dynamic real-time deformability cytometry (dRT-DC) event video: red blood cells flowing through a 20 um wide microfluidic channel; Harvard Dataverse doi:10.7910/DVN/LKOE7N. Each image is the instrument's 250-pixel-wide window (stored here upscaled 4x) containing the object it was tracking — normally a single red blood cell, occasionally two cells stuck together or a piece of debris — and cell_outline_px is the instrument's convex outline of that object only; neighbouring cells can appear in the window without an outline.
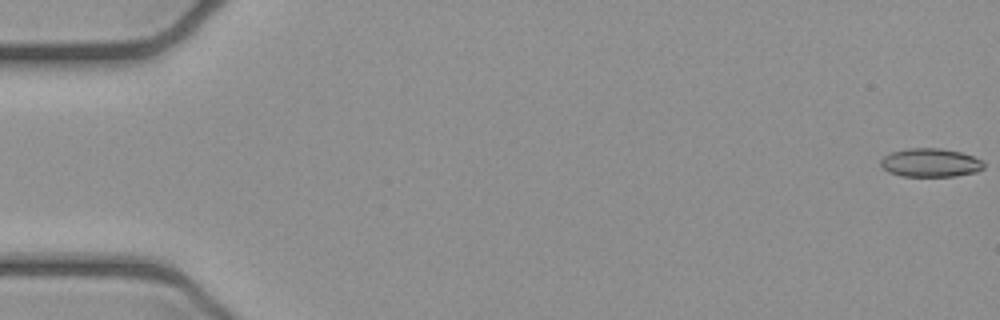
{"species": "common noctule bat (a hibernating species)", "species_latin": "Nyctalus noctula", "temperature_condition": "cold", "stored_images_in_passage": 6, "camera_frame_rate_fps": 3000, "um_per_image_px": 0.085, "animal": {"sex": "female", "body_mass_g": 21.9}, "frame": {"image": 1, "passage_image": 1, "time_ms": 0.0, "image_size_px": [1000, 320], "cell_outline_px": [[984, 168], [976, 172], [956, 176], [900, 176], [888, 172], [880, 164], [880, 160], [884, 156], [892, 152], [908, 148], [940, 148], [960, 152], [972, 156], [980, 160], [984, 164]], "centroid_in_image_um": [79.07, 13.83], "position_along_channel_um": 5.9, "area_um2": 17.11}}
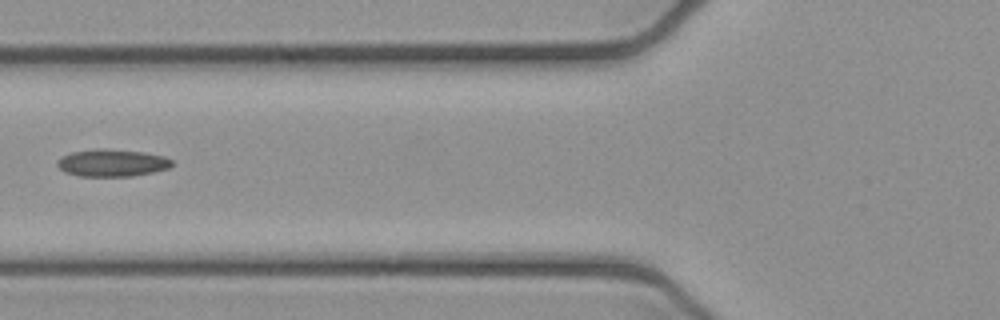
{"frame": {"image": 2, "passage_image": 6, "time_ms": 1.667, "image_size_px": [1000, 320], "cell_outline_px": [[172, 164], [168, 168], [152, 172], [132, 176], [80, 176], [64, 172], [56, 164], [56, 160], [72, 152], [96, 148], [104, 148], [144, 152], [164, 156], [172, 160]], "centroid_in_image_um": [9.51, 13.84], "position_along_channel_um": 116.3, "area_um2": 18.21}}